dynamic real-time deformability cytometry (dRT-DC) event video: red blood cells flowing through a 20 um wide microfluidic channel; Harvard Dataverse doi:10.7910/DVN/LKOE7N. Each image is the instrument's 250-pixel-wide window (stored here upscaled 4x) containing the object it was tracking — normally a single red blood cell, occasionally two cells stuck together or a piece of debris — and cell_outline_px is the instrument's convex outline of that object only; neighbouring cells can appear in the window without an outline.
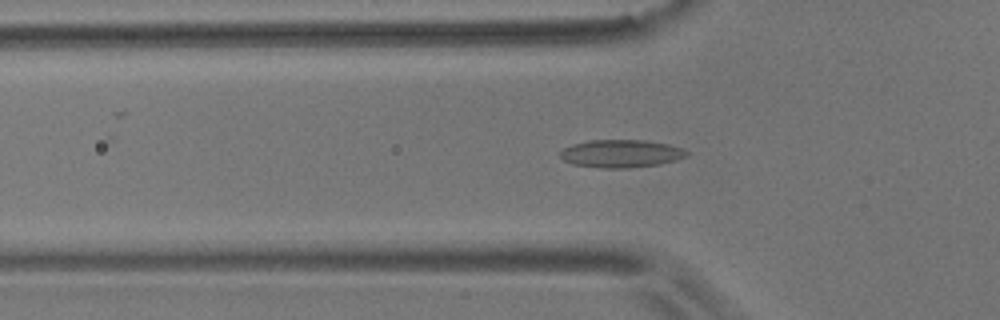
{"species": "common noctule bat (a hibernating species)", "species_latin": "Nyctalus noctula", "temperature_condition": "room temperature", "stored_images_in_passage": 54, "camera_frame_rate_fps": 3000, "um_per_image_px": 0.085, "animal": {"sex": "male", "body_mass_g": 17.9}, "frame": {"image": 1, "passage_image": 15, "time_ms": 4.667, "image_size_px": [1000, 320], "cell_outline_px": [[688, 156], [676, 160], [660, 164], [628, 168], [604, 168], [572, 164], [564, 160], [560, 156], [560, 152], [564, 148], [572, 144], [588, 140], [644, 140], [668, 144], [680, 148], [688, 152]], "centroid_in_image_um": [52.78, 13.05], "position_along_channel_um": 73.0, "area_um2": 20.46}}
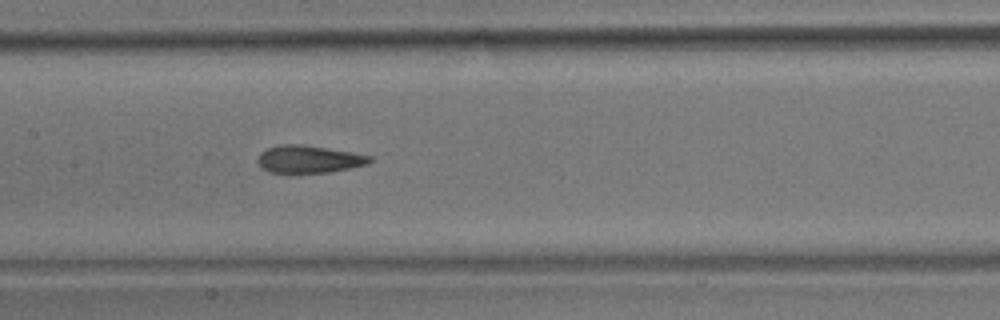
{"frame": {"image": 2, "passage_image": 24, "time_ms": 7.667, "image_size_px": [1000, 320], "cell_outline_px": [[372, 160], [368, 164], [328, 172], [268, 172], [260, 168], [256, 160], [260, 152], [268, 148], [280, 144], [300, 144], [352, 152], [372, 156]], "centroid_in_image_um": [26.21, 13.52], "position_along_channel_um": 181.2, "area_um2": 17.86}}
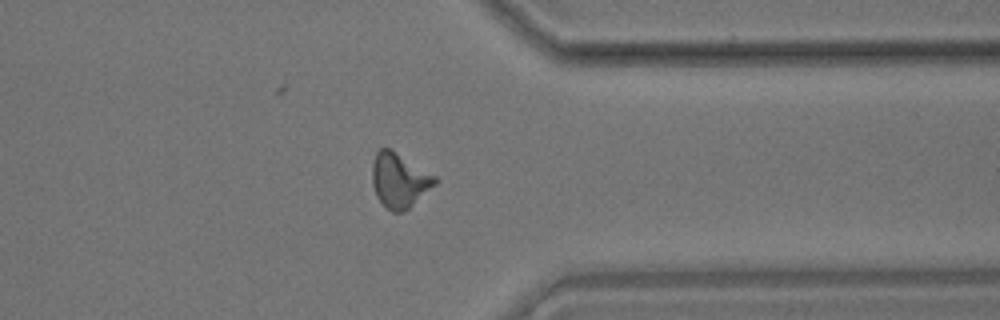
{"frame": {"image": 3, "passage_image": 41, "time_ms": 13.333, "image_size_px": [1000, 320], "cell_outline_px": [[440, 180], [436, 184], [408, 208], [400, 212], [392, 212], [376, 196], [372, 184], [372, 164], [376, 152], [380, 148], [392, 148], [436, 176]], "centroid_in_image_um": [33.95, 15.28], "position_along_channel_um": 377.5, "area_um2": 20.0}, "authors_computed_cell_mechanics": {"area_um2": 18.6405, "velocity_mm_per_s": 3.5673, "shape_relaxation_time_tau1_ms": null, "shape_relaxation_time_tau2_ms": 2.5139, "deformation_change_tau1": null, "deformation_change_tau2": 0.1163}}